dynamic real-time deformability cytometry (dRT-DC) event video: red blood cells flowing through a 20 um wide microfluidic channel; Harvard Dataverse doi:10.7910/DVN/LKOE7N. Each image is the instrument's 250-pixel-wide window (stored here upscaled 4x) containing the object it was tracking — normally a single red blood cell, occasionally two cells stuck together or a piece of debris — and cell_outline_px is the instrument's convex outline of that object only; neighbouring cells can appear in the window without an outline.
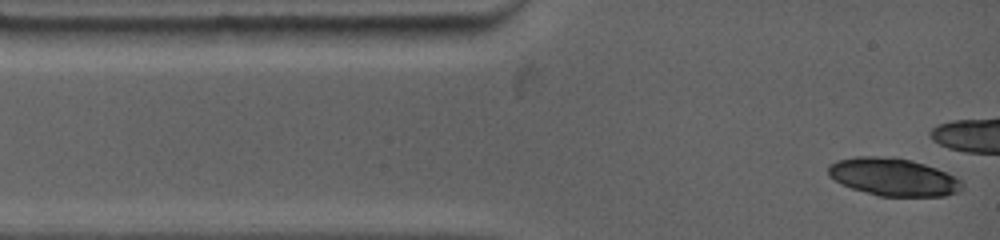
{"species": "common noctule bat (a hibernating species)", "species_latin": "Nyctalus noctula", "temperature_condition": "warm", "stored_images_in_passage": 4, "camera_frame_rate_fps": 4500, "um_per_image_px": 0.085, "animal": {"sex": "female", "body_mass_g": 19.0, "forearm_length_mm": 53.3}, "frame": {"image": 1, "passage_image": 1, "time_ms": 0.0, "image_size_px": [1000, 240], "cell_outline_px": [[960, 188], [956, 192], [944, 196], [880, 196], [852, 188], [840, 184], [828, 176], [828, 164], [836, 160], [856, 156], [896, 156], [912, 160], [936, 168], [960, 180]], "centroid_in_image_um": [75.84, 15.02], "position_along_channel_um": 9.2, "area_um2": 29.36}}